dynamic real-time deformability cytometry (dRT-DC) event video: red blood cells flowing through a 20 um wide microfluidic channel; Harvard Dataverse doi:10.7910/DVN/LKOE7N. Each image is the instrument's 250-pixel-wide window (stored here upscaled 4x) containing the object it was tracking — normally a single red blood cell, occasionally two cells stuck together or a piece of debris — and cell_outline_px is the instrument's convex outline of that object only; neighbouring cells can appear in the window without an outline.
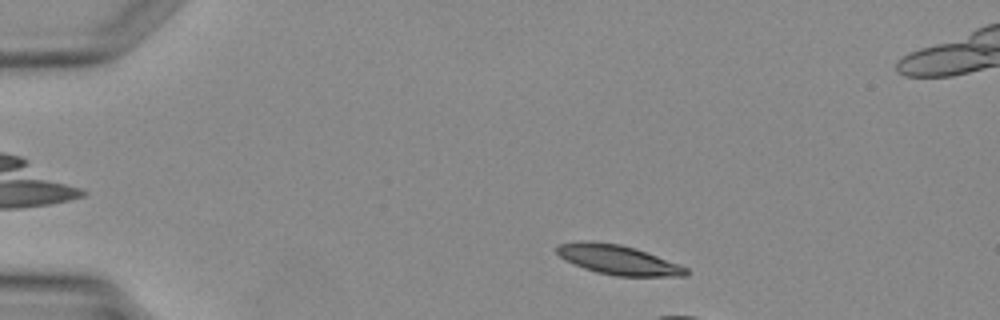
{"species": "Egyptian fruit bat (a non-hibernating species)", "species_latin": "Rousettus aegyptiacus", "temperature_condition": "warm", "stored_images_in_passage": 9, "camera_frame_rate_fps": 3000, "um_per_image_px": 0.085, "animal": {"sex": "female"}, "frame": {"image": 1, "passage_image": 4, "time_ms": 1.0, "image_size_px": [1000, 320], "cell_outline_px": [[688, 276], [616, 276], [596, 272], [584, 268], [564, 260], [556, 252], [556, 248], [560, 244], [580, 240], [592, 240], [620, 244], [636, 248], [688, 268]], "centroid_in_image_um": [52.5, 22.07], "position_along_channel_um": 32.5, "area_um2": 22.31}}